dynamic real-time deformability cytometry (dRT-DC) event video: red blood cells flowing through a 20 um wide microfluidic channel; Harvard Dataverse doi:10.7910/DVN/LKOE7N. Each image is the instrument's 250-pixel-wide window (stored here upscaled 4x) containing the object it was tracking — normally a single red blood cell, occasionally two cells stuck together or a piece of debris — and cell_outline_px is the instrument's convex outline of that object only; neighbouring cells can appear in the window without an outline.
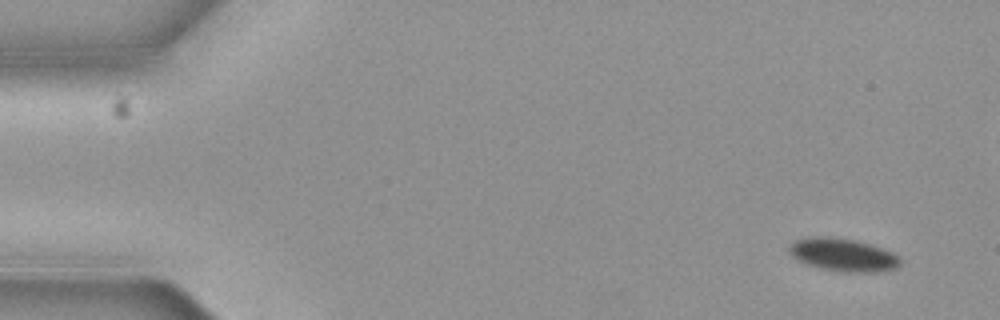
{"species": "common noctule bat (a hibernating species)", "species_latin": "Nyctalus noctula", "temperature_condition": "cold", "stored_images_in_passage": 6, "camera_frame_rate_fps": 3000, "um_per_image_px": 0.085, "animal": {"sex": "female", "body_mass_g": 19.3, "forearm_length_mm": 54.1}, "frame": {"image": 1, "passage_image": 1, "time_ms": 0.0, "image_size_px": [1000, 320], "cell_outline_px": [[900, 264], [896, 268], [880, 272], [848, 272], [824, 268], [808, 264], [792, 256], [788, 252], [788, 244], [796, 240], [808, 236], [828, 236], [856, 240], [872, 244], [892, 252], [900, 256]], "centroid_in_image_um": [71.67, 21.64], "position_along_channel_um": 13.3, "area_um2": 21.39}}
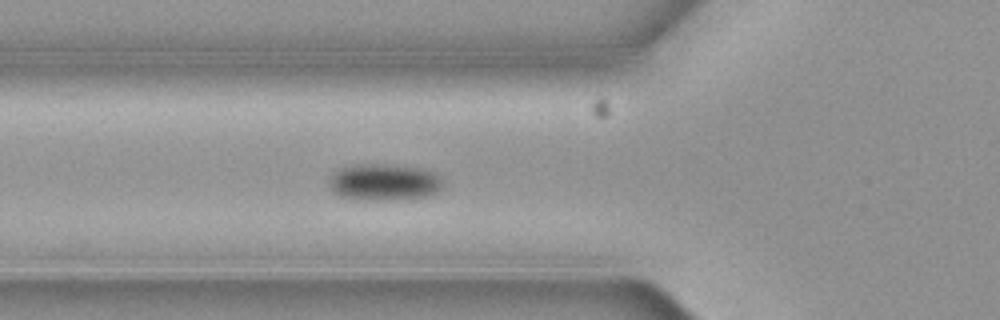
{"frame": {"image": 2, "passage_image": 6, "time_ms": 1.667, "image_size_px": [1000, 320], "cell_outline_px": [[444, 184], [436, 192], [428, 196], [392, 200], [372, 200], [340, 196], [332, 192], [328, 184], [328, 176], [340, 168], [356, 164], [380, 164], [420, 168], [432, 172]], "centroid_in_image_um": [32.57, 15.49], "position_along_channel_um": 93.2, "area_um2": 24.22}}